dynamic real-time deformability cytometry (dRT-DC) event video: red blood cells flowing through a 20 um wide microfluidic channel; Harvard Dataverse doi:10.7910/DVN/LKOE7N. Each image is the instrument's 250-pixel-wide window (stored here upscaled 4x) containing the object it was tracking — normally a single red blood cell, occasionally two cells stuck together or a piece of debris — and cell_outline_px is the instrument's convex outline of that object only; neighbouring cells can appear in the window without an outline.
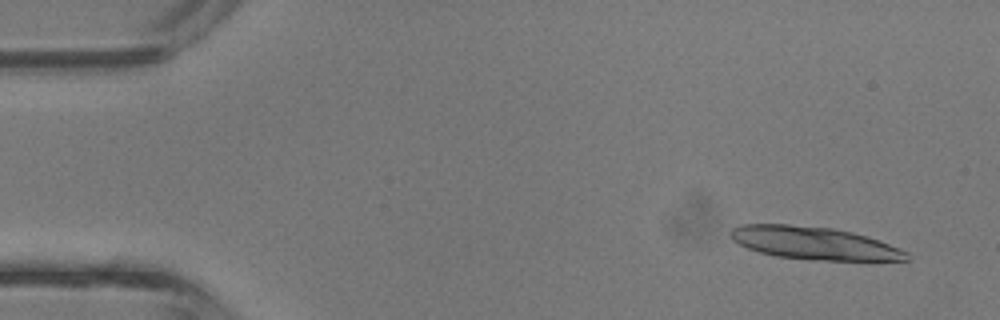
{"species": "common noctule bat (a hibernating species)", "species_latin": "Nyctalus noctula", "temperature_condition": "room temperature", "stored_images_in_passage": 43, "camera_frame_rate_fps": 3000, "um_per_image_px": 0.085, "animal": {"sex": "male", "body_mass_g": 13.3}, "frame": {"image": 1, "passage_image": 3, "time_ms": 0.667, "image_size_px": [1000, 320], "cell_outline_px": [[908, 260], [812, 260], [776, 256], [760, 252], [748, 248], [732, 240], [728, 232], [732, 228], [740, 224], [788, 224], [832, 228], [852, 232], [868, 236], [880, 240], [908, 252]], "centroid_in_image_um": [69.16, 20.66], "position_along_channel_um": 15.8, "area_um2": 33.58}}
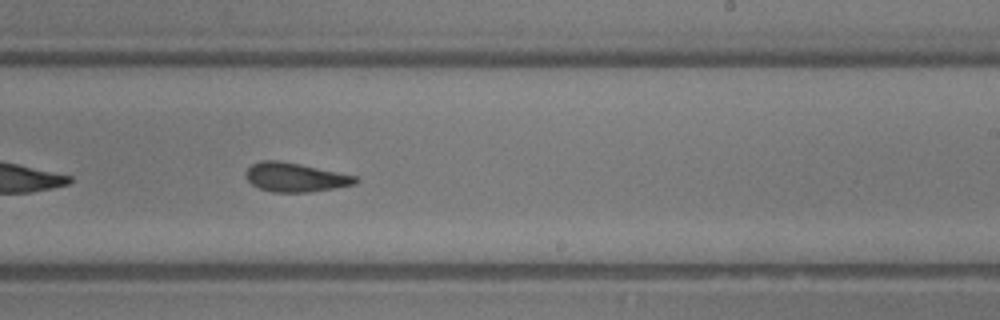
{"frame": {"image": 2, "passage_image": 26, "time_ms": 8.333, "image_size_px": [1000, 320], "cell_outline_px": [[360, 180], [356, 184], [308, 192], [272, 192], [260, 188], [252, 184], [248, 180], [244, 172], [252, 164], [260, 160], [276, 160], [300, 164], [356, 176]], "centroid_in_image_um": [25.08, 15.06], "position_along_channel_um": 263.9, "area_um2": 18.38}}
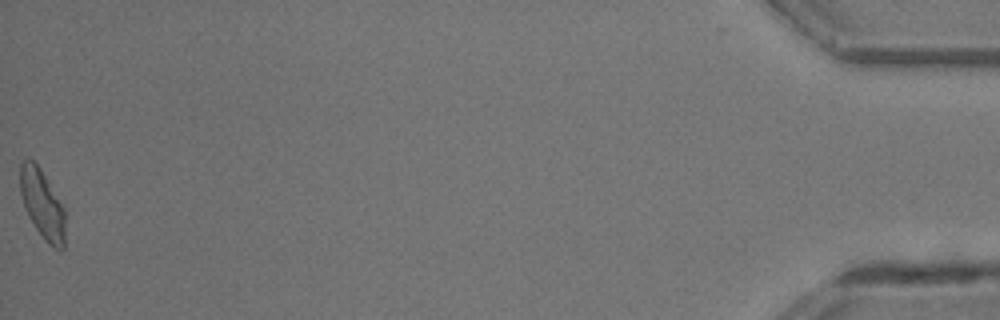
{"frame": {"image": 3, "passage_image": 43, "time_ms": 14.0, "image_size_px": [1000, 320], "cell_outline_px": [[64, 248], [60, 252], [48, 244], [44, 240], [28, 216], [20, 192], [20, 164], [28, 156], [40, 168], [64, 208]], "centroid_in_image_um": [3.59, 17.37], "position_along_channel_um": 431.6, "area_um2": 17.98}, "authors_computed_cell_mechanics": {"area_um2": 18.6694, "velocity_mm_per_s": 4.8188, "shape_relaxation_time_tau1_ms": 3.9419, "shape_relaxation_time_tau2_ms": 1.9173, "deformation_change_tau1": 0.1408, "deformation_change_tau2": 0.1068}}